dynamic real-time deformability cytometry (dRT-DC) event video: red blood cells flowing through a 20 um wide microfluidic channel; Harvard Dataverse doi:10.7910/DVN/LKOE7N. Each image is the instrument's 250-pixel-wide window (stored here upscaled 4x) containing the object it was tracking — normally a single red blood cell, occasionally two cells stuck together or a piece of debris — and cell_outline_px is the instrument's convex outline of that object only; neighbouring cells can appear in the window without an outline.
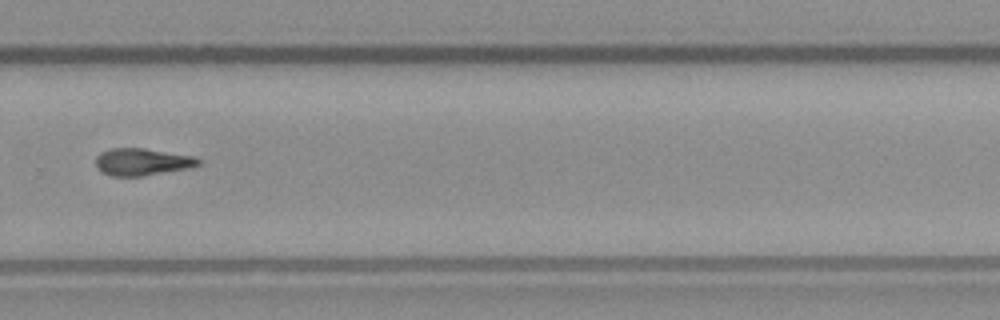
{"species": "common noctule bat (a hibernating species)", "species_latin": "Nyctalus noctula", "temperature_condition": "warm", "stored_images_in_passage": 50, "camera_frame_rate_fps": 3000, "um_per_image_px": 0.085, "animal": {"sex": "male", "body_mass_g": 23.1, "forearm_length_mm": 52.7}, "frame": {"image": 1, "passage_image": 34, "time_ms": 11.0, "image_size_px": [1000, 320], "cell_outline_px": [[204, 160], [200, 164], [192, 168], [144, 176], [112, 176], [104, 172], [96, 164], [96, 156], [100, 152], [108, 148], [144, 148], [196, 156]], "centroid_in_image_um": [12.17, 13.75], "position_along_channel_um": 317.6, "area_um2": 16.53}}
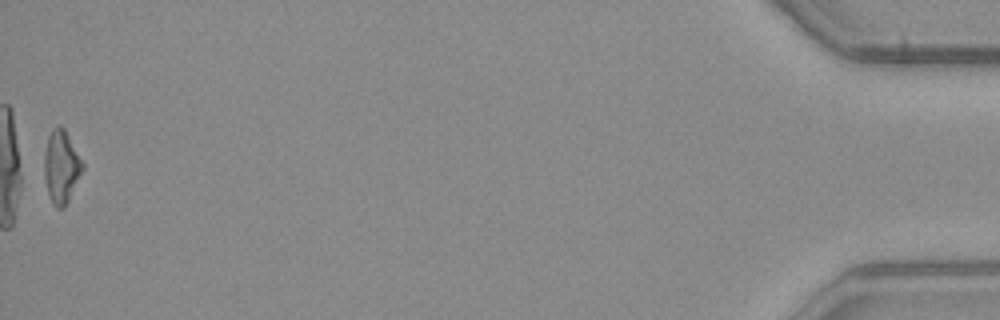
{"frame": {"image": 2, "passage_image": 50, "time_ms": 16.333, "image_size_px": [1000, 320], "cell_outline_px": [[84, 168], [64, 208], [56, 208], [52, 204], [48, 192], [44, 176], [44, 156], [48, 136], [52, 128], [60, 124], [64, 128], [84, 164]], "centroid_in_image_um": [5.2, 14.16], "position_along_channel_um": 430.0, "area_um2": 16.13}}